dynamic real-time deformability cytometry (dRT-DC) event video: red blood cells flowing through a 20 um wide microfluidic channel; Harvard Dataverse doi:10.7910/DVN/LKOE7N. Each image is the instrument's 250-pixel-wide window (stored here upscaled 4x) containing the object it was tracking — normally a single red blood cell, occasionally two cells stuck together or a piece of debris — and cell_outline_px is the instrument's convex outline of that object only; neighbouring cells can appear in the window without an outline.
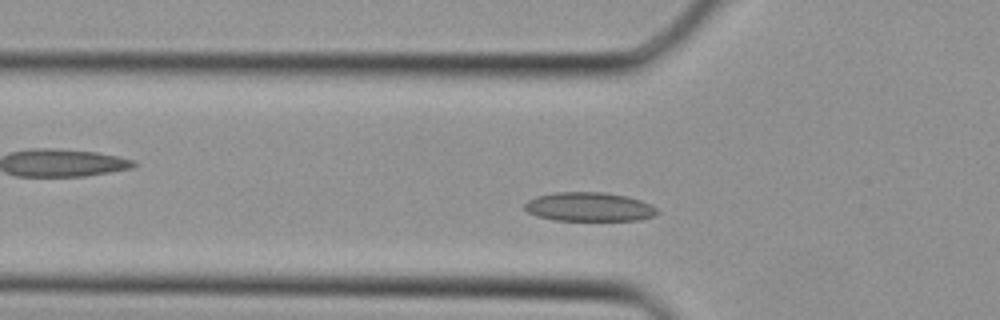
{"species": "Egyptian fruit bat (a non-hibernating species)", "species_latin": "Rousettus aegyptiacus", "temperature_condition": "cold", "stored_images_in_passage": 30, "camera_frame_rate_fps": 3000, "um_per_image_px": 0.085, "animal": {"sex": "female"}, "frame": {"image": 1, "passage_image": 4, "time_ms": 1.0, "image_size_px": [1000, 320], "cell_outline_px": [[660, 212], [656, 216], [640, 220], [556, 220], [536, 216], [528, 212], [524, 208], [524, 204], [528, 200], [536, 196], [556, 192], [604, 192], [624, 196], [640, 200], [656, 208]], "centroid_in_image_um": [50.07, 17.59], "position_along_channel_um": 75.7, "area_um2": 22.37}}
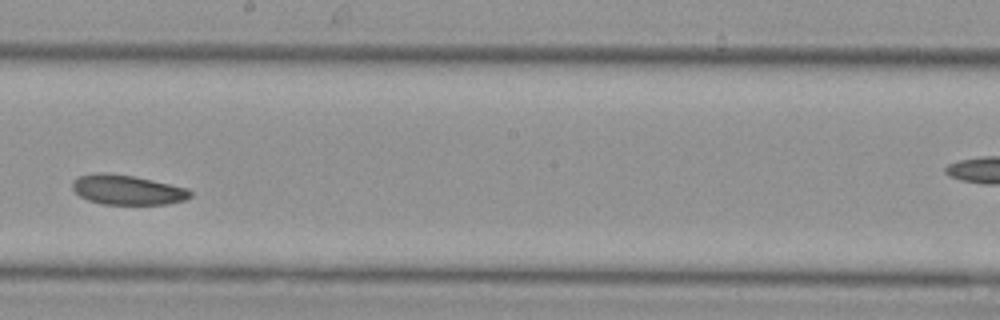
{"frame": {"image": 2, "passage_image": 13, "time_ms": 4.0, "image_size_px": [1000, 320], "cell_outline_px": [[192, 196], [184, 200], [168, 204], [100, 204], [88, 200], [80, 196], [72, 188], [72, 184], [80, 176], [96, 172], [104, 172], [132, 176], [152, 180], [188, 188], [192, 192]], "centroid_in_image_um": [10.84, 16.14], "position_along_channel_um": 237.4, "area_um2": 20.35}}
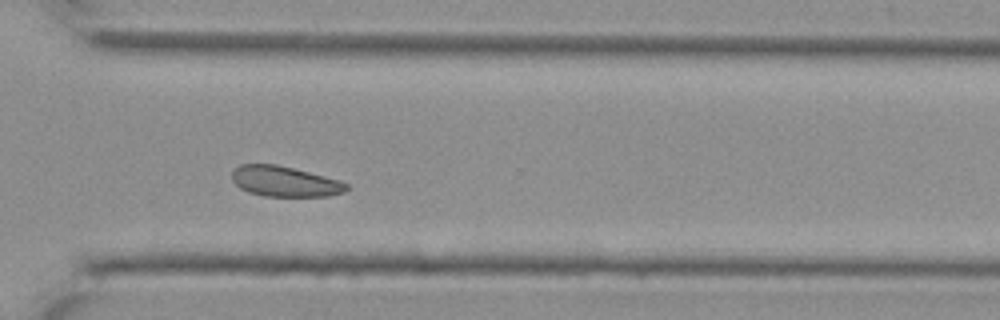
{"frame": {"image": 3, "passage_image": 19, "time_ms": 6.0, "image_size_px": [1000, 320], "cell_outline_px": [[348, 188], [344, 192], [328, 196], [264, 196], [248, 192], [240, 188], [232, 180], [232, 172], [240, 164], [276, 164], [340, 180], [348, 184]], "centroid_in_image_um": [24.19, 15.42], "position_along_channel_um": 346.4, "area_um2": 20.17}}